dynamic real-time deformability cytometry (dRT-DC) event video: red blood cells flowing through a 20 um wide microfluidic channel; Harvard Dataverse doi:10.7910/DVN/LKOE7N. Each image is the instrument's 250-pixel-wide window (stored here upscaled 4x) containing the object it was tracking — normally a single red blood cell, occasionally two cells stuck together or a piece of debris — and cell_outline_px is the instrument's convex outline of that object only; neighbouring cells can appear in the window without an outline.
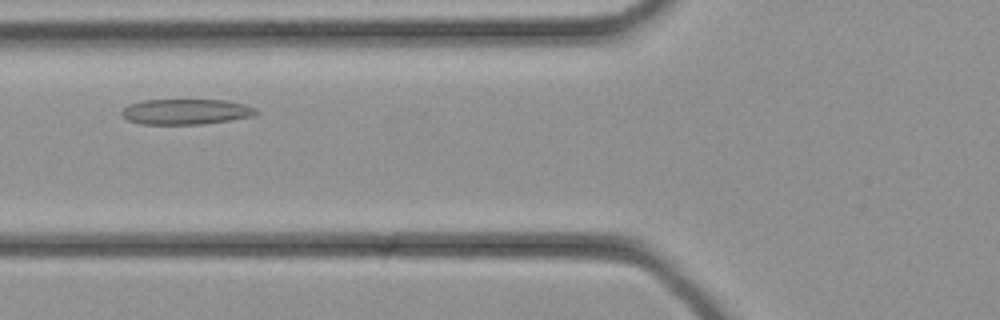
{"species": "common noctule bat (a hibernating species)", "species_latin": "Nyctalus noctula", "temperature_condition": "cold", "stored_images_in_passage": 28, "camera_frame_rate_fps": 3000, "um_per_image_px": 0.085, "animal": {"sex": "female", "body_mass_g": 21.9}, "frame": {"image": 1, "passage_image": 7, "time_ms": 2.0, "image_size_px": [1000, 320], "cell_outline_px": [[260, 112], [252, 116], [228, 120], [200, 124], [140, 124], [128, 120], [120, 112], [128, 104], [144, 100], [224, 100], [244, 104], [256, 108]], "centroid_in_image_um": [15.79, 9.49], "position_along_channel_um": 110.0, "area_um2": 19.83}}
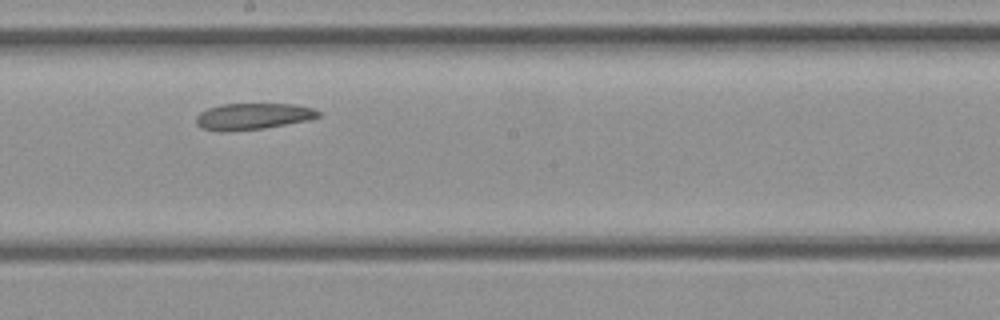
{"frame": {"image": 2, "passage_image": 13, "time_ms": 4.0, "image_size_px": [1000, 320], "cell_outline_px": [[320, 116], [312, 120], [264, 128], [228, 132], [224, 132], [200, 128], [196, 124], [196, 116], [200, 112], [208, 108], [220, 104], [296, 104], [312, 108], [320, 112]], "centroid_in_image_um": [21.49, 9.9], "position_along_channel_um": 226.7, "area_um2": 19.07}}
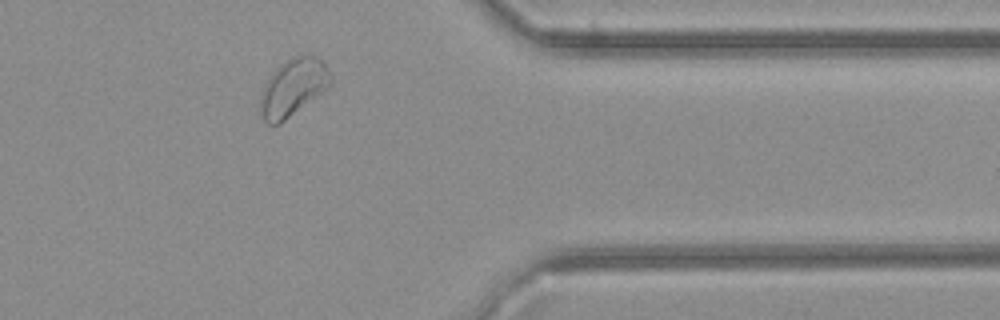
{"frame": {"image": 3, "passage_image": 22, "time_ms": 7.0, "image_size_px": [1000, 320], "cell_outline_px": [[332, 84], [328, 88], [280, 124], [268, 124], [264, 120], [260, 112], [260, 96], [264, 84], [268, 76], [280, 64], [292, 56], [300, 52], [312, 56], [320, 60], [328, 68], [332, 76]], "centroid_in_image_um": [24.91, 7.4], "position_along_channel_um": 386.5, "area_um2": 23.76}}